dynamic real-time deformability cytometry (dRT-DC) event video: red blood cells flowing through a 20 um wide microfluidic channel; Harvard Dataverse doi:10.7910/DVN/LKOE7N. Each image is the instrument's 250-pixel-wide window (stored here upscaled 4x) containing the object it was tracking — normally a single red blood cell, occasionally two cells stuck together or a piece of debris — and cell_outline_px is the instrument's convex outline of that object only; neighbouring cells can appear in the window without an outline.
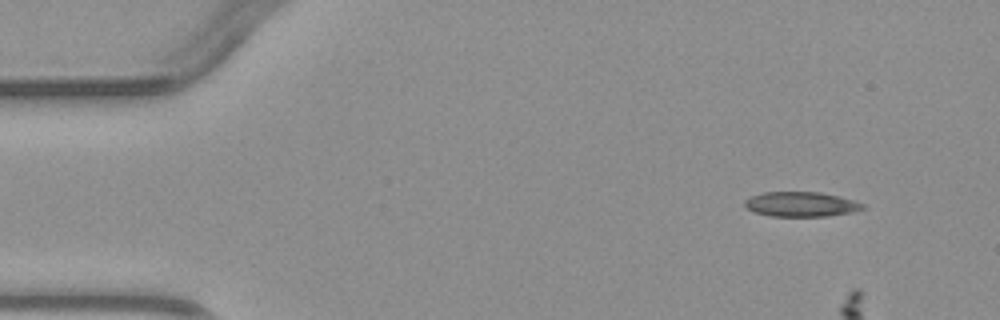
{"species": "common noctule bat (a hibernating species)", "species_latin": "Nyctalus noctula", "temperature_condition": "warm", "stored_images_in_passage": 6, "camera_frame_rate_fps": 3000, "um_per_image_px": 0.085, "animal": {"sex": "male", "body_mass_g": 23.1, "forearm_length_mm": 52.7}, "frame": {"image": 1, "passage_image": 1, "time_ms": 0.0, "image_size_px": [1000, 320], "cell_outline_px": [[864, 208], [852, 212], [824, 216], [772, 216], [756, 212], [748, 208], [744, 204], [744, 200], [752, 196], [764, 192], [820, 192], [840, 196], [864, 204]], "centroid_in_image_um": [68.09, 17.35], "position_along_channel_um": 16.9, "area_um2": 16.82}}